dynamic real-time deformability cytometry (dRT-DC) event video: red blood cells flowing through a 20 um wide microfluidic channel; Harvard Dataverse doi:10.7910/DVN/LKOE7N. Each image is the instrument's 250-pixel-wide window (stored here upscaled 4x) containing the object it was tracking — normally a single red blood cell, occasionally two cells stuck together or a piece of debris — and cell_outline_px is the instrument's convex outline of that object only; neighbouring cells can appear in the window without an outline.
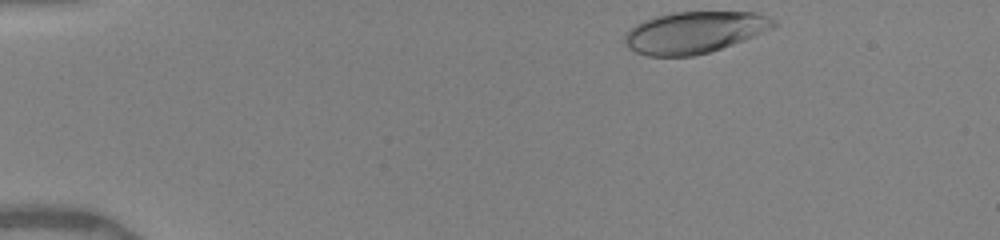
{"species": "human", "species_latin": "Homo sapiens", "temperature_condition": "warm", "stored_images_in_passage": 29, "camera_frame_rate_fps": 3000, "um_per_image_px": 0.085, "donor": {"sex": "female"}, "frame": {"image": 1, "passage_image": 1, "time_ms": 0.0, "image_size_px": [1000, 240], "cell_outline_px": [[776, 28], [744, 40], [708, 52], [692, 56], [648, 56], [636, 52], [628, 48], [624, 44], [624, 36], [636, 24], [644, 20], [656, 16], [672, 12], [756, 12], [768, 16], [776, 20]], "centroid_in_image_um": [59.05, 2.74], "position_along_channel_um": 25.9, "area_um2": 36.18}}
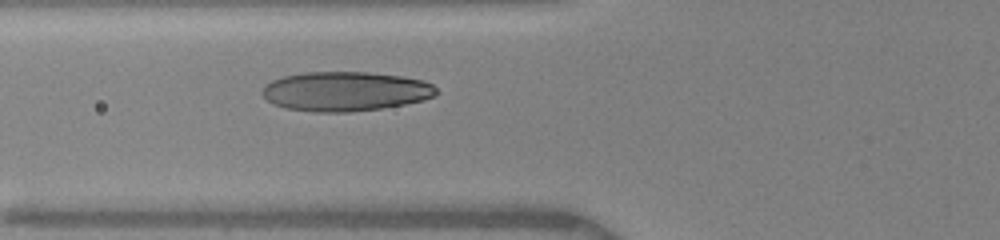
{"frame": {"image": 2, "passage_image": 18, "time_ms": 4.0, "image_size_px": [1000, 240], "cell_outline_px": [[440, 92], [436, 96], [424, 100], [404, 104], [380, 108], [348, 112], [316, 112], [288, 108], [276, 104], [268, 100], [260, 92], [272, 80], [284, 76], [304, 72], [368, 72], [404, 76], [420, 80], [432, 84]], "centroid_in_image_um": [29.4, 7.76], "position_along_channel_um": 96.4, "area_um2": 39.88}}
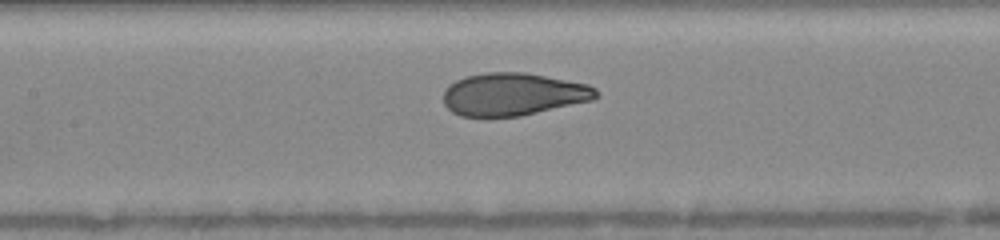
{"frame": {"image": 3, "passage_image": 25, "time_ms": 5.667, "image_size_px": [1000, 240], "cell_outline_px": [[600, 96], [592, 100], [520, 116], [460, 116], [452, 112], [444, 104], [444, 88], [448, 84], [464, 76], [484, 72], [524, 72], [588, 84], [596, 88], [600, 92]], "centroid_in_image_um": [43.61, 8.0], "position_along_channel_um": 163.8, "area_um2": 38.09}}